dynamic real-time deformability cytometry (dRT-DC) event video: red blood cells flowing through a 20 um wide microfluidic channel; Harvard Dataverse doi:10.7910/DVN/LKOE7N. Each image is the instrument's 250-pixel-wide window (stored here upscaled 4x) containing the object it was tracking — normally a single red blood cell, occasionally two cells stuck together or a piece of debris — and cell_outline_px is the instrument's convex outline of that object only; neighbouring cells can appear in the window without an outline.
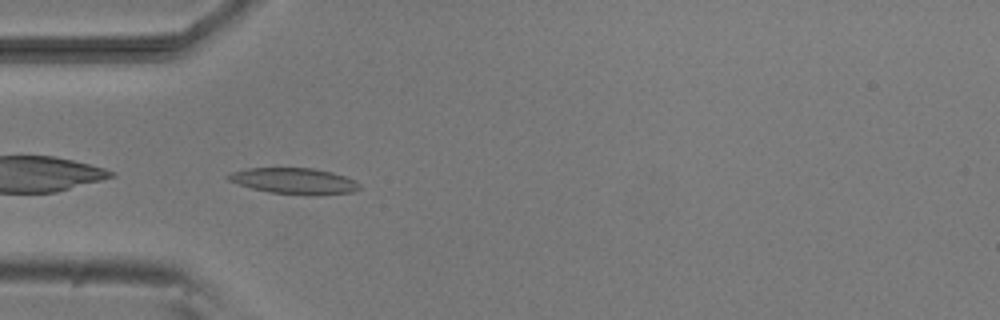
{"species": "common noctule bat (a hibernating species)", "species_latin": "Nyctalus noctula", "temperature_condition": "room temperature", "stored_images_in_passage": 5, "camera_frame_rate_fps": 3000, "um_per_image_px": 0.085, "animal": {"sex": "male", "body_mass_g": 20.5, "forearm_length_mm": 52.5}, "frame": {"image": 1, "passage_image": 4, "time_ms": 4.333, "image_size_px": [1000, 320], "cell_outline_px": [[360, 188], [352, 192], [316, 196], [308, 196], [268, 192], [252, 188], [228, 180], [224, 176], [232, 172], [248, 168], [312, 168], [332, 172], [356, 180], [360, 184]], "centroid_in_image_um": [25.03, 15.4], "position_along_channel_um": 60.0, "area_um2": 20.11}}
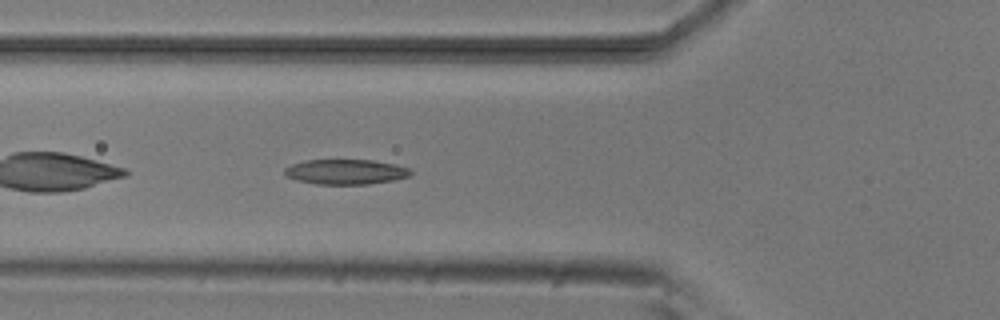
{"frame": {"image": 2, "passage_image": 5, "time_ms": 5.333, "image_size_px": [1000, 320], "cell_outline_px": [[412, 172], [408, 176], [392, 180], [368, 184], [316, 184], [296, 180], [284, 176], [284, 168], [292, 164], [308, 160], [372, 160], [396, 164], [408, 168]], "centroid_in_image_um": [29.34, 14.6], "position_along_channel_um": 96.5, "area_um2": 18.32}}